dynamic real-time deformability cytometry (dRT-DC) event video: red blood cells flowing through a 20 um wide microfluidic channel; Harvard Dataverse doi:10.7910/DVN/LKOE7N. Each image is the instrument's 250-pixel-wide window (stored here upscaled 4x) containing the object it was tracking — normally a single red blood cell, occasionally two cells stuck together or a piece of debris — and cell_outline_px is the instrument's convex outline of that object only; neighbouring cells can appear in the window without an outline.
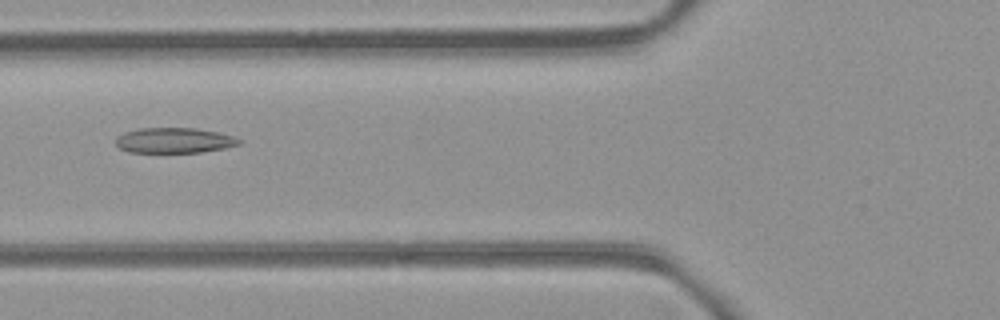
{"species": "common noctule bat (a hibernating species)", "species_latin": "Nyctalus noctula", "temperature_condition": "room temperature", "stored_images_in_passage": 3, "camera_frame_rate_fps": 3000, "um_per_image_px": 0.085, "animal": {"sex": "female", "body_mass_g": 21.9}, "frame": {"image": 1, "passage_image": 2, "time_ms": 1.333, "image_size_px": [1000, 320], "cell_outline_px": [[240, 144], [224, 148], [200, 152], [128, 152], [120, 148], [116, 144], [116, 136], [124, 132], [140, 128], [196, 128], [216, 132], [232, 136], [240, 140]], "centroid_in_image_um": [14.76, 11.93], "position_along_channel_um": 111.0, "area_um2": 18.03}}
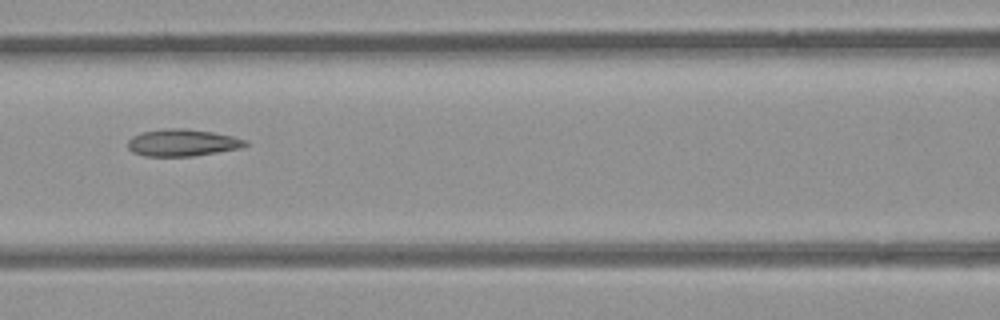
{"frame": {"image": 2, "passage_image": 3, "time_ms": 2.333, "image_size_px": [1000, 320], "cell_outline_px": [[248, 144], [240, 148], [192, 156], [144, 156], [132, 152], [128, 148], [128, 140], [132, 136], [140, 132], [164, 128], [184, 128], [212, 132], [232, 136], [248, 140]], "centroid_in_image_um": [15.47, 12.12], "position_along_channel_um": 151.1, "area_um2": 18.55}}